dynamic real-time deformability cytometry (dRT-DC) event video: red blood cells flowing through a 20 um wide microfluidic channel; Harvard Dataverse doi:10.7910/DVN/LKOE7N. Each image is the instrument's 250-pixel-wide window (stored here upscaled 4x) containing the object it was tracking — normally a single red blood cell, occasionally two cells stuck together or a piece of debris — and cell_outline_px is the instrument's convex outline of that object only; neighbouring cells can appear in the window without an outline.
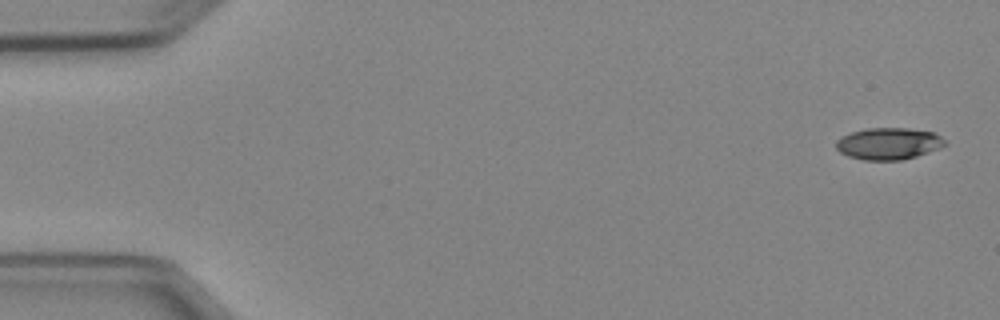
{"species": "Egyptian fruit bat (a non-hibernating species)", "species_latin": "Rousettus aegyptiacus", "temperature_condition": "cold", "stored_images_in_passage": 5, "segment_of_instrument_passage": [1, 2], "camera_frame_rate_fps": 3000, "um_per_image_px": 0.085, "animal": {"sex": "female"}, "frame": {"image": 1, "passage_image": 1, "time_ms": 0.0, "image_size_px": [1000, 320], "cell_outline_px": [[948, 144], [940, 148], [916, 156], [900, 160], [864, 160], [848, 156], [840, 152], [836, 148], [836, 140], [840, 136], [864, 128], [908, 128], [932, 132], [940, 136]], "centroid_in_image_um": [75.51, 12.2], "position_along_channel_um": 9.5, "area_um2": 20.23}}
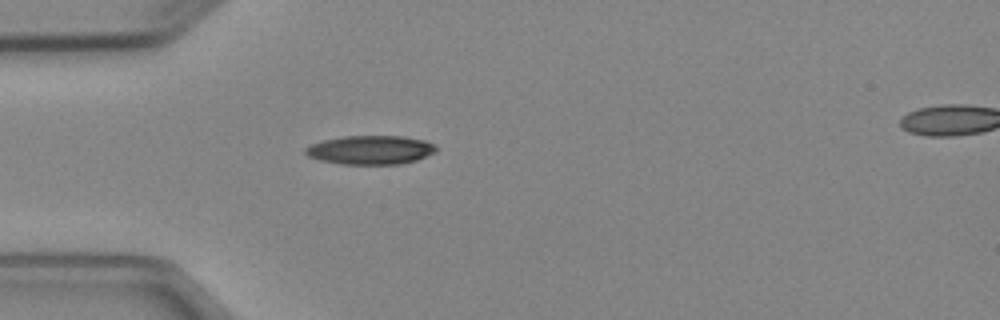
{"frame": {"image": 2, "passage_image": 4, "time_ms": 4.333, "image_size_px": [1000, 320], "cell_outline_px": [[436, 152], [416, 160], [400, 164], [344, 164], [320, 160], [308, 156], [304, 152], [304, 148], [312, 144], [324, 140], [344, 136], [404, 136], [424, 140], [436, 144]], "centroid_in_image_um": [31.51, 12.74], "position_along_channel_um": 53.5, "area_um2": 21.96}}